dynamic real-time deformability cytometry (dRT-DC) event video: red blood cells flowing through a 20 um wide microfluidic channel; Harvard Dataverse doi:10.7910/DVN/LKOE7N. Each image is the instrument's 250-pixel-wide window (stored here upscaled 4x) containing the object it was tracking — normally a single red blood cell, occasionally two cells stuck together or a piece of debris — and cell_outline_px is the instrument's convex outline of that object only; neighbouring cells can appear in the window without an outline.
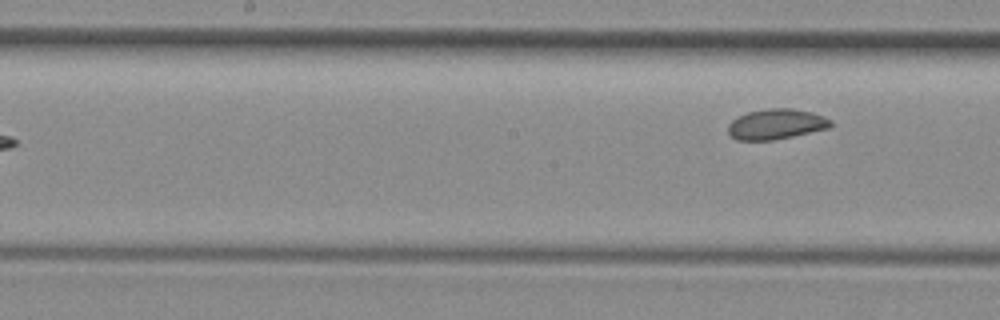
{"species": "common noctule bat (a hibernating species)", "species_latin": "Nyctalus noctula", "temperature_condition": "room temperature", "stored_images_in_passage": 8, "camera_frame_rate_fps": 3000, "um_per_image_px": 0.085, "animal": {"sex": "female", "body_mass_g": 29.2, "forearm_length_mm": 56.3}, "frame": {"image": 1, "passage_image": 8, "time_ms": 9.333, "image_size_px": [1000, 320], "cell_outline_px": [[832, 128], [772, 140], [736, 140], [728, 132], [728, 124], [736, 116], [748, 112], [768, 108], [792, 108], [812, 112], [824, 116], [832, 120]], "centroid_in_image_um": [65.99, 10.54], "position_along_channel_um": 182.2, "area_um2": 18.32}}